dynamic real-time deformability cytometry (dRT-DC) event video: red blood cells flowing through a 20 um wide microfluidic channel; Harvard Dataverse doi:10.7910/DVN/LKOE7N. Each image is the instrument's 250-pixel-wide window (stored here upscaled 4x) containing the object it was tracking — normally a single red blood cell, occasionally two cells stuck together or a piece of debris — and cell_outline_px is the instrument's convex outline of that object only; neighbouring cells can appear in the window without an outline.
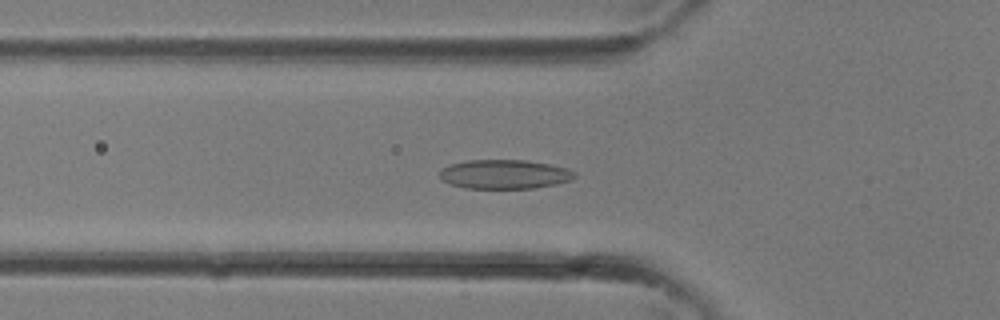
{"species": "common noctule bat (a hibernating species)", "species_latin": "Nyctalus noctula", "temperature_condition": "room temperature", "stored_images_in_passage": 35, "camera_frame_rate_fps": 3000, "um_per_image_px": 0.085, "animal": {"sex": "female"}, "frame": {"image": 1, "passage_image": 12, "time_ms": 3.667, "image_size_px": [1000, 320], "cell_outline_px": [[576, 176], [568, 180], [556, 184], [532, 188], [464, 188], [440, 180], [440, 168], [448, 164], [464, 160], [528, 160], [552, 164], [568, 168], [576, 172]], "centroid_in_image_um": [42.85, 14.79], "position_along_channel_um": 82.9, "area_um2": 23.18}}
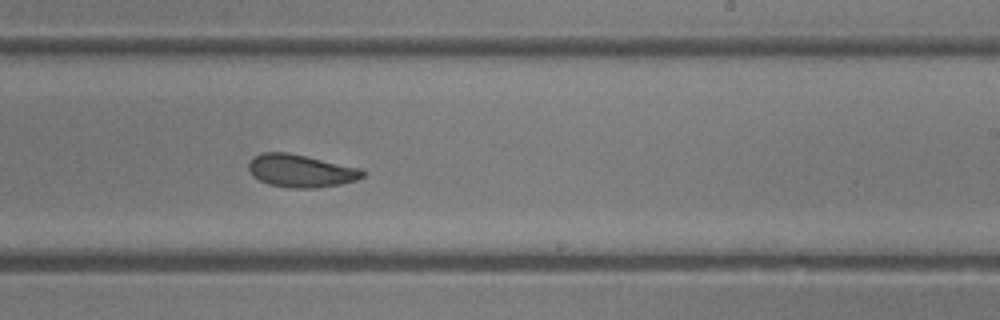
{"frame": {"image": 2, "passage_image": 21, "time_ms": 6.667, "image_size_px": [1000, 320], "cell_outline_px": [[364, 176], [356, 180], [340, 184], [316, 188], [292, 188], [268, 184], [252, 176], [248, 168], [248, 164], [252, 156], [264, 152], [288, 152], [360, 168], [364, 172]], "centroid_in_image_um": [25.53, 14.52], "position_along_channel_um": 263.5, "area_um2": 21.73}}
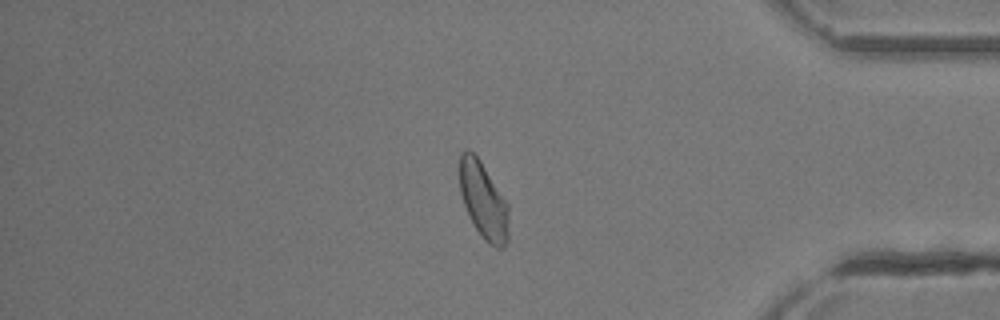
{"frame": {"image": 3, "passage_image": 29, "time_ms": 9.333, "image_size_px": [1000, 320], "cell_outline_px": [[508, 244], [500, 248], [496, 248], [488, 244], [484, 240], [476, 228], [464, 204], [460, 192], [460, 152], [464, 148], [468, 148], [480, 160], [508, 204]], "centroid_in_image_um": [41.1, 17.05], "position_along_channel_um": 394.1, "area_um2": 21.79}}